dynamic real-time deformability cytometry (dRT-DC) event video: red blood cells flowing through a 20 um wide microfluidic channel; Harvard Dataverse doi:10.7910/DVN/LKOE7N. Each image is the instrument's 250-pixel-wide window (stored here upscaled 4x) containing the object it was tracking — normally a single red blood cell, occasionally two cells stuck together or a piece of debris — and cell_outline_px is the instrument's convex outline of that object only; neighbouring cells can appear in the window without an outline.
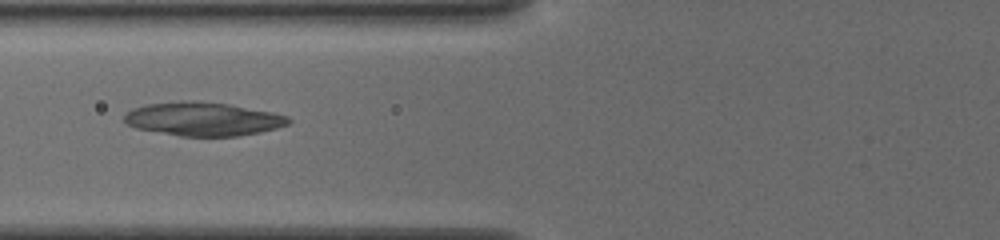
{"species": "common noctule bat (a hibernating species)", "species_latin": "Nyctalus noctula", "temperature_condition": "cold", "stored_images_in_passage": 54, "camera_frame_rate_fps": 3000, "um_per_image_px": 0.085, "animal": {"sex": "female", "body_mass_g": 19.5, "forearm_length_mm": 54.1}, "frame": {"image": 1, "passage_image": 23, "time_ms": 7.333, "image_size_px": [1000, 240], "cell_outline_px": [[292, 120], [288, 124], [276, 128], [260, 132], [240, 136], [180, 136], [136, 128], [128, 124], [124, 120], [124, 116], [132, 108], [148, 104], [180, 100], [200, 100], [228, 104], [272, 112], [288, 116]], "centroid_in_image_um": [17.27, 10.1], "position_along_channel_um": 108.5, "area_um2": 32.25}}
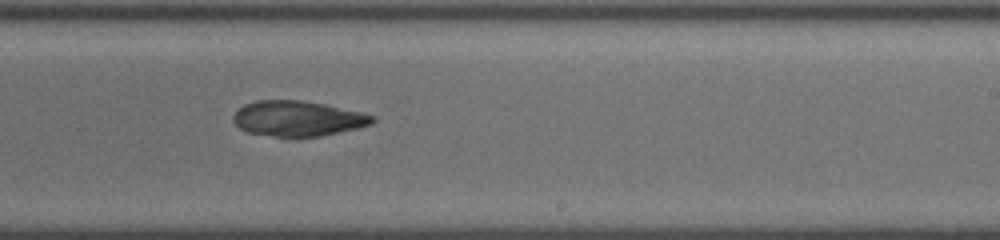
{"frame": {"image": 2, "passage_image": 35, "time_ms": 11.333, "image_size_px": [1000, 240], "cell_outline_px": [[376, 120], [372, 124], [356, 128], [320, 136], [296, 140], [288, 140], [244, 132], [232, 120], [232, 116], [244, 104], [256, 100], [300, 100], [324, 104], [360, 112], [376, 116]], "centroid_in_image_um": [25.26, 10.12], "position_along_channel_um": 263.7, "area_um2": 29.48}}
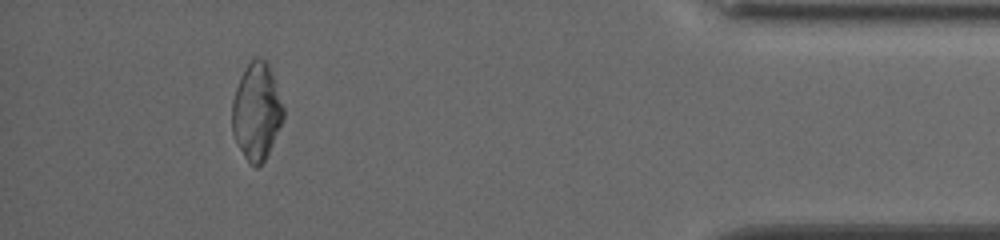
{"frame": {"image": 3, "passage_image": 50, "time_ms": 16.333, "image_size_px": [1000, 240], "cell_outline_px": [[284, 116], [268, 152], [264, 160], [256, 168], [248, 164], [232, 132], [232, 100], [240, 76], [244, 68], [256, 56], [268, 60], [284, 108]], "centroid_in_image_um": [21.8, 9.44], "position_along_channel_um": 413.4, "area_um2": 28.9}}